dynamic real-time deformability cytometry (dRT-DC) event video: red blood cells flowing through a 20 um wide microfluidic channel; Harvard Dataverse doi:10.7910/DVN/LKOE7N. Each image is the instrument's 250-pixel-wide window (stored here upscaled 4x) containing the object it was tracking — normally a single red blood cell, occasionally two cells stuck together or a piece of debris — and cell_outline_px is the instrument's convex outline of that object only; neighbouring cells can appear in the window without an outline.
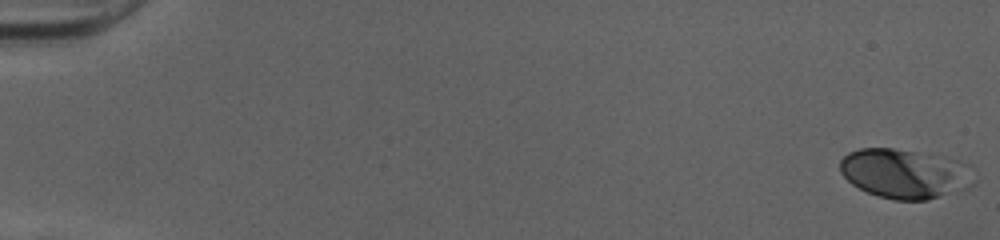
{"species": "human", "species_latin": "Homo sapiens", "temperature_condition": "cold", "stored_images_in_passage": 52, "camera_frame_rate_fps": 3000, "um_per_image_px": 0.085, "donor": {"sex": "female"}, "frame": {"image": 1, "passage_image": 1, "time_ms": 0.0, "image_size_px": [1000, 240], "cell_outline_px": [[956, 164], [952, 188], [928, 200], [896, 200], [880, 196], [868, 192], [852, 184], [840, 172], [840, 160], [848, 152], [860, 148], [892, 148], [916, 152], [952, 160]], "centroid_in_image_um": [76.35, 14.72], "position_along_channel_um": 8.6, "area_um2": 34.33}}
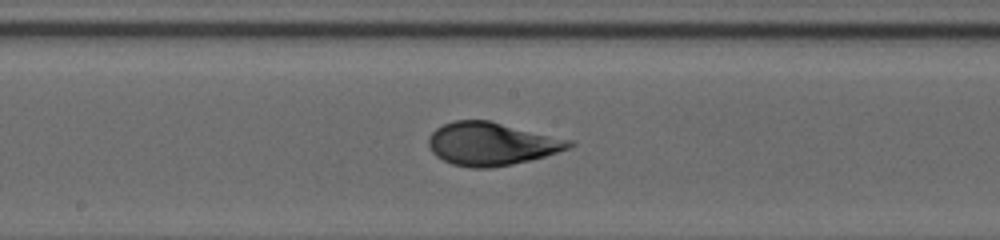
{"frame": {"image": 2, "passage_image": 29, "time_ms": 9.333, "image_size_px": [1000, 240], "cell_outline_px": [[576, 144], [572, 148], [532, 160], [512, 164], [488, 168], [472, 168], [452, 164], [436, 156], [432, 152], [428, 144], [428, 136], [436, 128], [452, 120], [488, 120], [572, 140]], "centroid_in_image_um": [41.79, 12.23], "position_along_channel_um": 206.4, "area_um2": 35.37}}
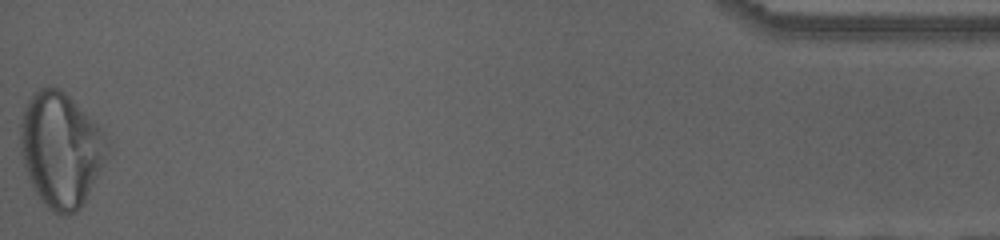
{"frame": {"image": 3, "passage_image": 52, "time_ms": 17.0, "image_size_px": [1000, 240], "cell_outline_px": [[108, 144], [104, 160], [100, 172], [80, 208], [76, 212], [64, 216], [52, 212], [44, 204], [32, 188], [20, 152], [20, 124], [24, 108], [32, 92], [36, 88], [48, 84], [60, 88], [96, 124], [104, 136]], "centroid_in_image_um": [5.11, 12.71], "position_along_channel_um": 430.1, "area_um2": 57.8}, "authors_computed_cell_mechanics": {"area_um2": 34.8245, "velocity_mm_per_s": 4.0262, "shape_relaxation_time_tau1_ms": 3.9667, "shape_relaxation_time_tau2_ms": null, "deformation_change_tau1": 0.1708, "deformation_change_tau2": null}}